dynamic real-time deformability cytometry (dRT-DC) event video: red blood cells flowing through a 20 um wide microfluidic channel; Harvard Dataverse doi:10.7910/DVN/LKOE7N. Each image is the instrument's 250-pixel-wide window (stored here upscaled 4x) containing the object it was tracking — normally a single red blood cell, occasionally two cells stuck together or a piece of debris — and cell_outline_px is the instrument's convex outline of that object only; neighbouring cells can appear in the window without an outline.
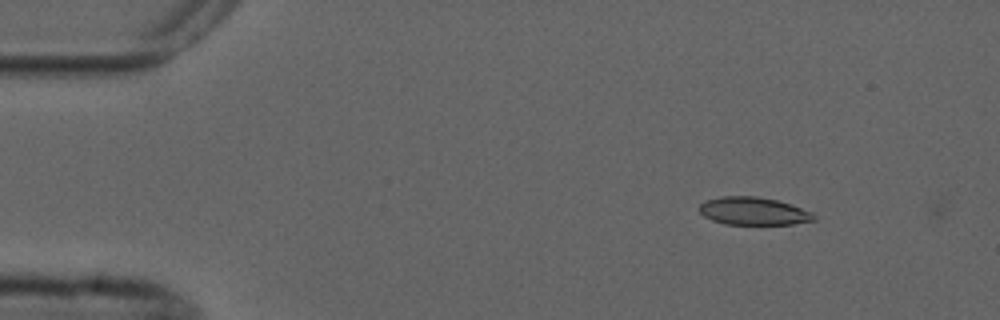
{"species": "common noctule bat (a hibernating species)", "species_latin": "Nyctalus noctula", "temperature_condition": "cold", "stored_images_in_passage": 4, "camera_frame_rate_fps": 3000, "um_per_image_px": 0.085, "animal": {"sex": "male", "forearm_length_mm": 52.5}, "frame": {"image": 1, "passage_image": 2, "time_ms": 1.0, "image_size_px": [1000, 320], "cell_outline_px": [[816, 220], [792, 224], [724, 224], [712, 220], [704, 216], [696, 208], [700, 204], [708, 200], [724, 196], [756, 196], [776, 200], [812, 212], [816, 216]], "centroid_in_image_um": [64.02, 17.95], "position_along_channel_um": 21.0, "area_um2": 18.44}}